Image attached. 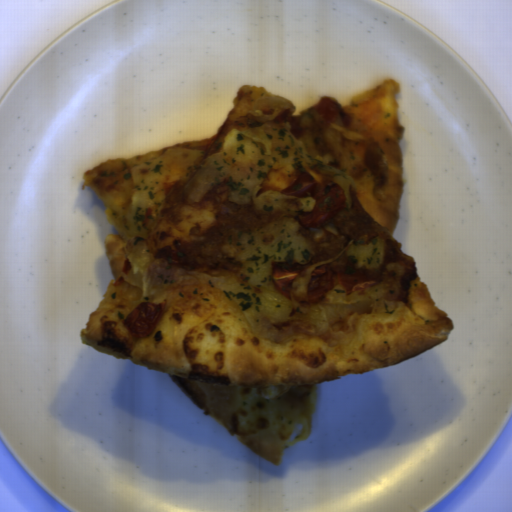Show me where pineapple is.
<instances>
[{
  "mask_svg": "<svg viewBox=\"0 0 512 512\" xmlns=\"http://www.w3.org/2000/svg\"><path fill=\"white\" fill-rule=\"evenodd\" d=\"M202 151L171 148L153 162L135 166L131 177L135 192L127 214L131 235L146 237L157 220L169 190L187 179L203 156Z\"/></svg>",
  "mask_w": 512,
  "mask_h": 512,
  "instance_id": "obj_3",
  "label": "pineapple"
},
{
  "mask_svg": "<svg viewBox=\"0 0 512 512\" xmlns=\"http://www.w3.org/2000/svg\"><path fill=\"white\" fill-rule=\"evenodd\" d=\"M277 158L273 150L256 136L232 130L219 152L206 157L183 191L188 199L199 202L219 182L228 185L232 203L251 206L264 213H308L314 198L291 197L274 191L259 190Z\"/></svg>",
  "mask_w": 512,
  "mask_h": 512,
  "instance_id": "obj_2",
  "label": "pineapple"
},
{
  "mask_svg": "<svg viewBox=\"0 0 512 512\" xmlns=\"http://www.w3.org/2000/svg\"><path fill=\"white\" fill-rule=\"evenodd\" d=\"M221 246L240 268L237 273L213 276L210 284L231 296L250 327L260 319L276 324L289 319L292 299L276 290L272 272L276 263L303 266L313 258L315 247L300 233L299 222L283 218L254 232L231 228Z\"/></svg>",
  "mask_w": 512,
  "mask_h": 512,
  "instance_id": "obj_1",
  "label": "pineapple"
},
{
  "mask_svg": "<svg viewBox=\"0 0 512 512\" xmlns=\"http://www.w3.org/2000/svg\"><path fill=\"white\" fill-rule=\"evenodd\" d=\"M346 252L353 259L355 268L376 269L384 261L385 247L377 236L369 244H349Z\"/></svg>",
  "mask_w": 512,
  "mask_h": 512,
  "instance_id": "obj_4",
  "label": "pineapple"
}]
</instances>
